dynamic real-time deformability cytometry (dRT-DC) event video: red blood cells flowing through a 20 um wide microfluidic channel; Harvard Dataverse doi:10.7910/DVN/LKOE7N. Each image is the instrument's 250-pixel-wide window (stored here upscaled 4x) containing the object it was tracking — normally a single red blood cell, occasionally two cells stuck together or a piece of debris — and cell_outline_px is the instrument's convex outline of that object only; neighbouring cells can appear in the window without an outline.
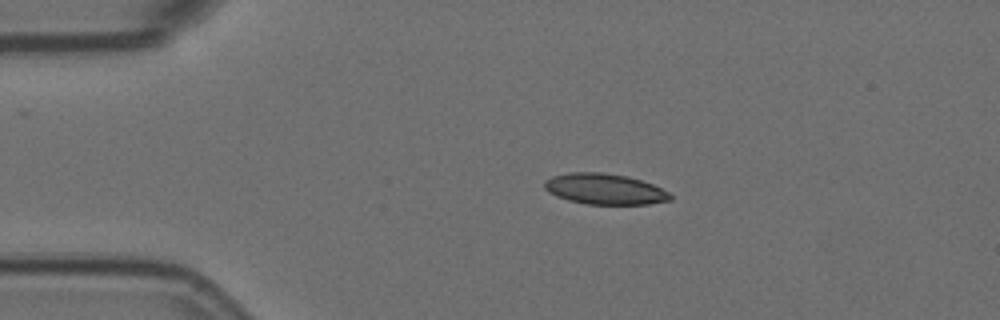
{"species": "Egyptian fruit bat (a non-hibernating species)", "species_latin": "Rousettus aegyptiacus", "temperature_condition": "room temperature", "stored_images_in_passage": 46, "camera_frame_rate_fps": 3000, "um_per_image_px": 0.085, "animal": {"sex": "female"}, "frame": {"image": 1, "passage_image": 1, "time_ms": 0.0, "image_size_px": [1000, 320], "cell_outline_px": [[672, 200], [648, 204], [588, 204], [568, 200], [556, 196], [548, 192], [544, 188], [544, 180], [552, 176], [568, 172], [604, 172], [628, 176], [652, 184], [668, 192], [672, 196]], "centroid_in_image_um": [51.37, 16.06], "position_along_channel_um": 33.6, "area_um2": 22.66}}
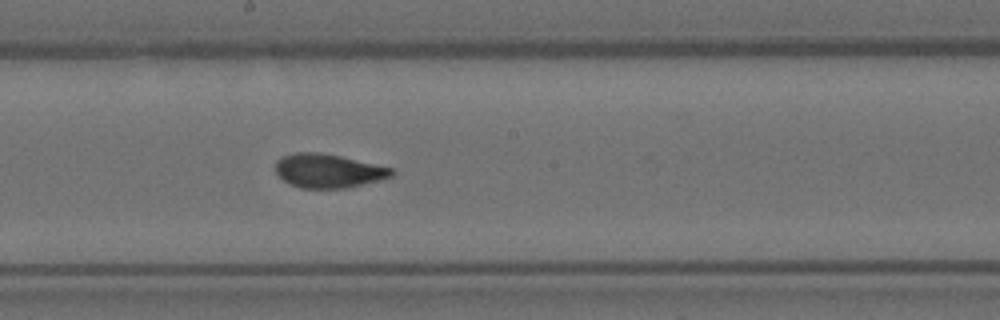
{"frame": {"image": 2, "passage_image": 20, "time_ms": 6.333, "image_size_px": [1000, 320], "cell_outline_px": [[396, 172], [392, 176], [380, 180], [348, 188], [300, 188], [288, 184], [276, 172], [276, 160], [284, 156], [296, 152], [320, 152], [340, 156], [392, 168]], "centroid_in_image_um": [27.91, 14.53], "position_along_channel_um": 220.3, "area_um2": 22.89}}
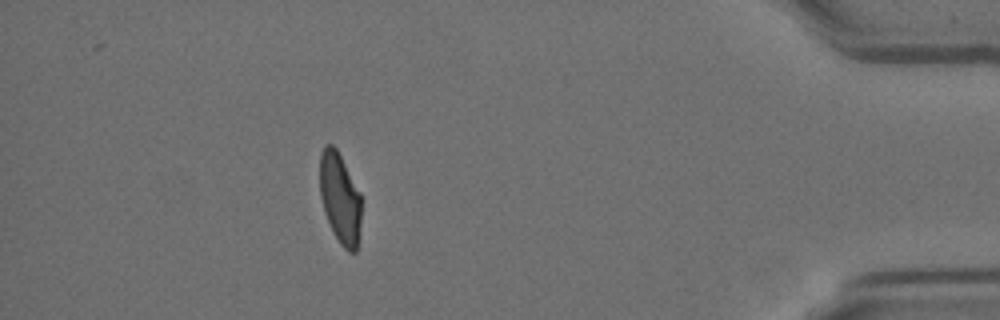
{"frame": {"image": 3, "passage_image": 40, "time_ms": 13.0, "image_size_px": [1000, 320], "cell_outline_px": [[360, 220], [356, 252], [348, 252], [340, 244], [324, 212], [320, 196], [320, 152], [324, 144], [332, 144], [336, 148], [360, 192]], "centroid_in_image_um": [28.88, 16.81], "position_along_channel_um": 406.3, "area_um2": 21.68}, "authors_computed_cell_mechanics": {"area_um2": 23.0622, "velocity_mm_per_s": 3.5815, "shape_relaxation_time_tau1_ms": 5.4632, "shape_relaxation_time_tau2_ms": 1.1319, "deformation_change_tau1": 0.1761, "deformation_change_tau2": 0.0737}}